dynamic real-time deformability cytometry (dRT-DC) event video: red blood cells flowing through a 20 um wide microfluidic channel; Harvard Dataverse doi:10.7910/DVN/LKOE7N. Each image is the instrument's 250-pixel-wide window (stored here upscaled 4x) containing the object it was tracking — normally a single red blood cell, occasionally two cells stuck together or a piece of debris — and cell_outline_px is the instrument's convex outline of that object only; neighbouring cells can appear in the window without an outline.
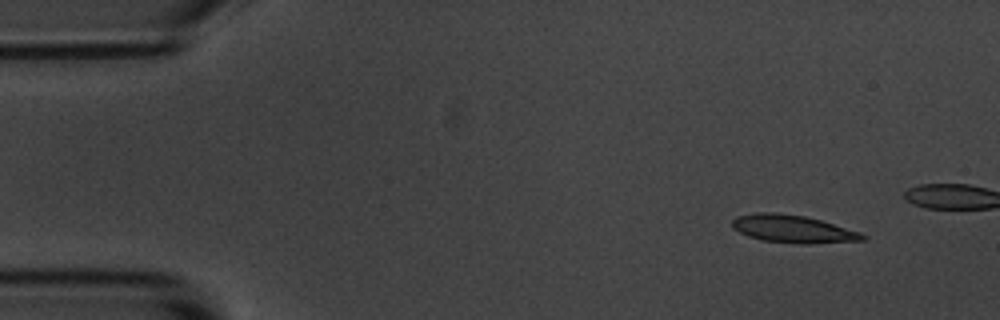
{"species": "common noctule bat (a hibernating species)", "species_latin": "Nyctalus noctula", "temperature_condition": "room temperature", "stored_images_in_passage": 4, "camera_frame_rate_fps": 3000, "um_per_image_px": 0.085, "animal": {"sex": "male", "body_mass_g": 20.1, "forearm_length_mm": 53.5}, "frame": {"image": 1, "passage_image": 1, "time_ms": 0.0, "image_size_px": [1000, 320], "cell_outline_px": [[868, 236], [864, 240], [812, 244], [800, 244], [764, 240], [748, 236], [732, 228], [732, 220], [736, 216], [756, 212], [776, 212], [804, 216], [820, 220], [860, 232]], "centroid_in_image_um": [67.39, 19.46], "position_along_channel_um": 17.6, "area_um2": 21.04}}